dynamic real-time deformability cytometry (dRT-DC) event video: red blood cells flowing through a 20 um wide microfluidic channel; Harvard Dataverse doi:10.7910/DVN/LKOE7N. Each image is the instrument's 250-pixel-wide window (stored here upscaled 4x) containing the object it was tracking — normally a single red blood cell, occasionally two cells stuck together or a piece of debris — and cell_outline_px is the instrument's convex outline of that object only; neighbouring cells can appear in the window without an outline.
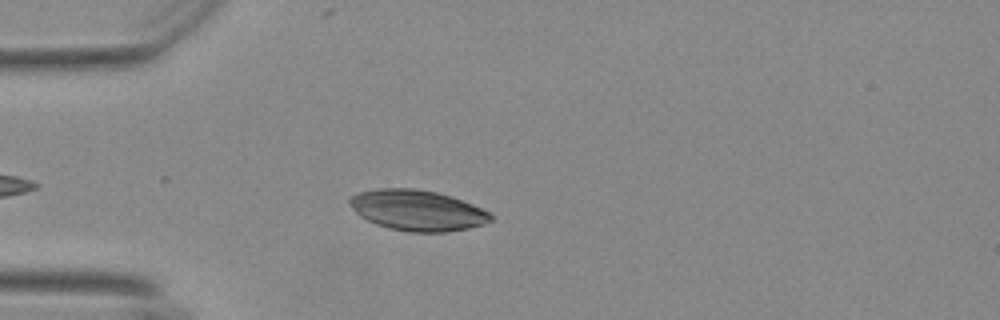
{"species": "Egyptian fruit bat (a non-hibernating species)", "species_latin": "Rousettus aegyptiacus", "temperature_condition": "warm", "stored_images_in_passage": 28, "camera_frame_rate_fps": 3000, "um_per_image_px": 0.085, "animal": {"sex": "female"}, "frame": {"image": 1, "passage_image": 7, "time_ms": 2.0, "image_size_px": [1000, 320], "cell_outline_px": [[492, 220], [484, 224], [468, 228], [448, 232], [408, 232], [388, 228], [376, 224], [360, 216], [348, 204], [348, 200], [352, 196], [360, 192], [376, 188], [412, 188], [436, 192], [452, 196], [472, 204], [488, 212], [492, 216]], "centroid_in_image_um": [35.46, 17.88], "position_along_channel_um": 49.5, "area_um2": 33.41}}
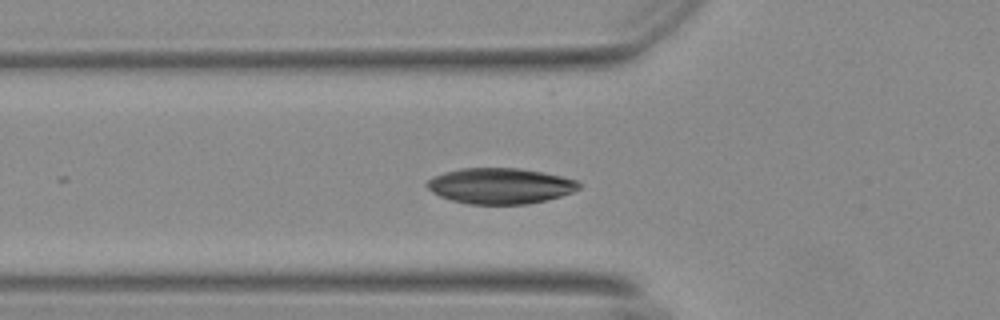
{"frame": {"image": 2, "passage_image": 11, "time_ms": 3.333, "image_size_px": [1000, 320], "cell_outline_px": [[580, 188], [572, 192], [548, 200], [524, 204], [468, 204], [452, 200], [440, 196], [432, 192], [424, 184], [428, 180], [444, 172], [460, 168], [520, 168], [544, 172], [576, 180], [580, 184]], "centroid_in_image_um": [42.51, 15.8], "position_along_channel_um": 83.3, "area_um2": 31.62}}
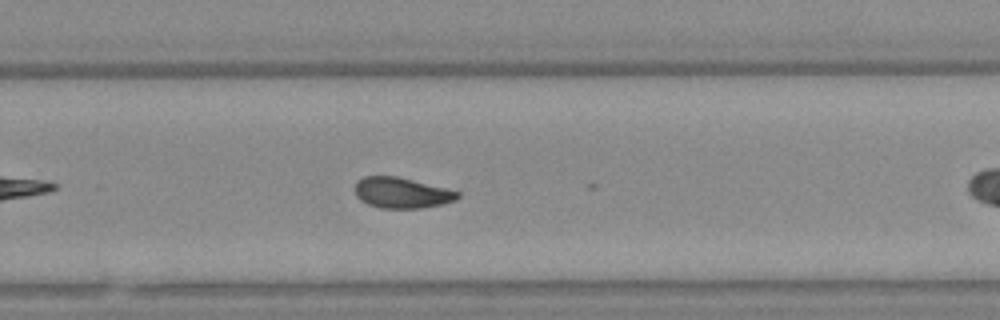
{"frame": {"image": 3, "passage_image": 24, "time_ms": 7.667, "image_size_px": [1000, 320], "cell_outline_px": [[460, 196], [456, 200], [424, 208], [380, 208], [368, 204], [360, 200], [356, 196], [356, 180], [364, 176], [396, 176], [460, 192]], "centroid_in_image_um": [34.12, 16.39], "position_along_channel_um": 295.7, "area_um2": 18.21}}